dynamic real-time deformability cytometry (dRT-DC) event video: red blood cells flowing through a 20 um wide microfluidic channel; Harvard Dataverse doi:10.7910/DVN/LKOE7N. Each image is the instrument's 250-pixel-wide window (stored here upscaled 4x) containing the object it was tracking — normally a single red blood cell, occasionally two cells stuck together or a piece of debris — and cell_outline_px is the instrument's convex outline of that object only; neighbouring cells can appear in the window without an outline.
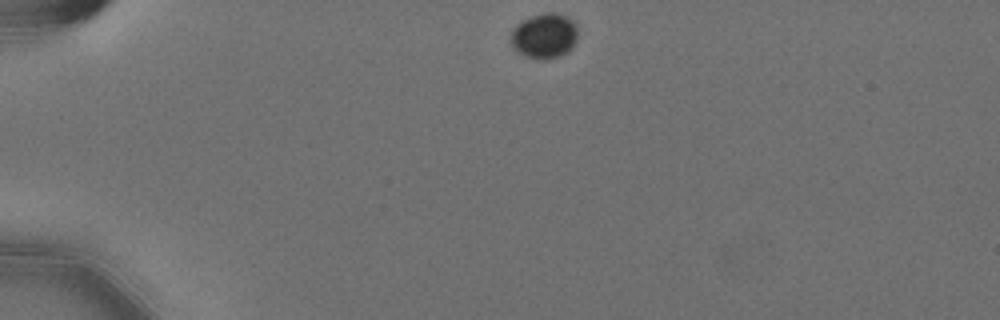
{"species": "Egyptian fruit bat (a non-hibernating species)", "species_latin": "Rousettus aegyptiacus", "temperature_condition": "cold", "stored_images_in_passage": 10, "camera_frame_rate_fps": 3000, "um_per_image_px": 0.085, "animal": {"sex": "female"}, "frame": {"image": 1, "passage_image": 1, "time_ms": 0.0, "image_size_px": [1000, 320], "cell_outline_px": [[576, 40], [572, 48], [568, 52], [560, 56], [548, 60], [536, 60], [524, 56], [516, 52], [512, 48], [508, 40], [512, 28], [516, 24], [532, 16], [544, 12], [556, 12], [568, 16], [576, 24]], "centroid_in_image_um": [46.22, 3.07], "position_along_channel_um": 38.8, "area_um2": 18.26}}